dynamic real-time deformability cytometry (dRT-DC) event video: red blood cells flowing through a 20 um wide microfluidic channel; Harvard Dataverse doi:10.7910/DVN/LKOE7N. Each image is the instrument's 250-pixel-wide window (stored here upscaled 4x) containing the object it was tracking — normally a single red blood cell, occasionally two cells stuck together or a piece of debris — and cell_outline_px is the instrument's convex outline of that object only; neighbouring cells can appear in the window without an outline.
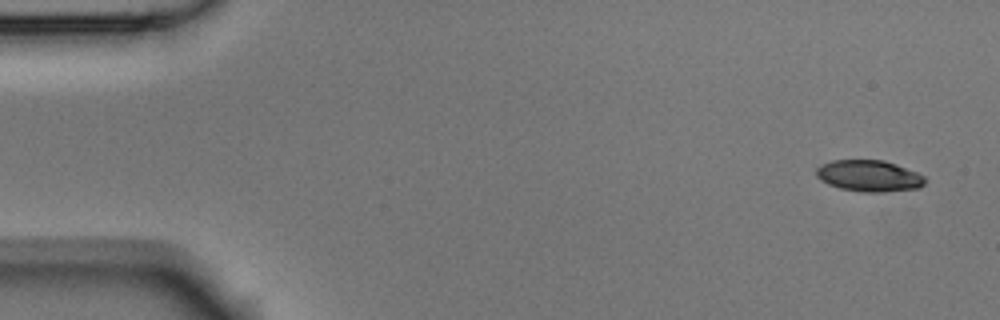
{"species": "Egyptian fruit bat (a non-hibernating species)", "species_latin": "Rousettus aegyptiacus", "temperature_condition": "room temperature", "stored_images_in_passage": 13, "camera_frame_rate_fps": 3000, "um_per_image_px": 0.085, "animal": {"sex": "male"}, "frame": {"image": 1, "passage_image": 1, "time_ms": 0.0, "image_size_px": [1000, 320], "cell_outline_px": [[924, 184], [920, 188], [884, 192], [864, 192], [840, 188], [828, 184], [820, 180], [816, 176], [816, 168], [832, 160], [884, 160], [896, 164], [916, 172], [924, 176]], "centroid_in_image_um": [73.87, 14.95], "position_along_channel_um": 11.1, "area_um2": 19.83}}
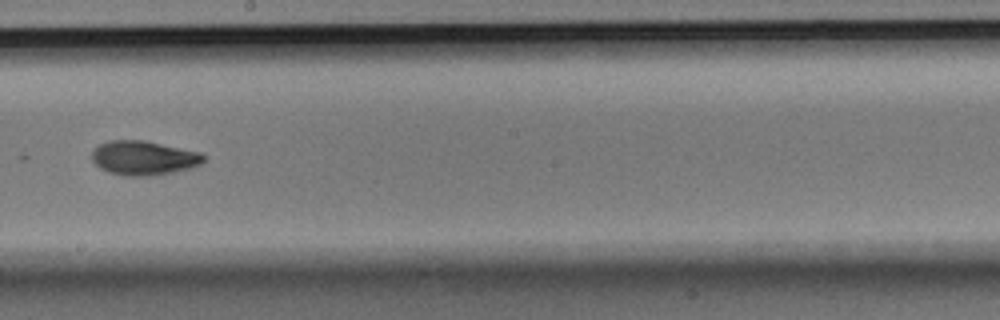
{"frame": {"image": 2, "passage_image": 8, "time_ms": 2.333, "image_size_px": [1000, 320], "cell_outline_px": [[204, 160], [200, 164], [192, 168], [172, 172], [148, 176], [124, 176], [108, 172], [100, 168], [92, 160], [92, 152], [100, 144], [108, 140], [144, 140], [200, 152], [204, 156]], "centroid_in_image_um": [12.2, 13.43], "position_along_channel_um": 236.0, "area_um2": 22.25}}
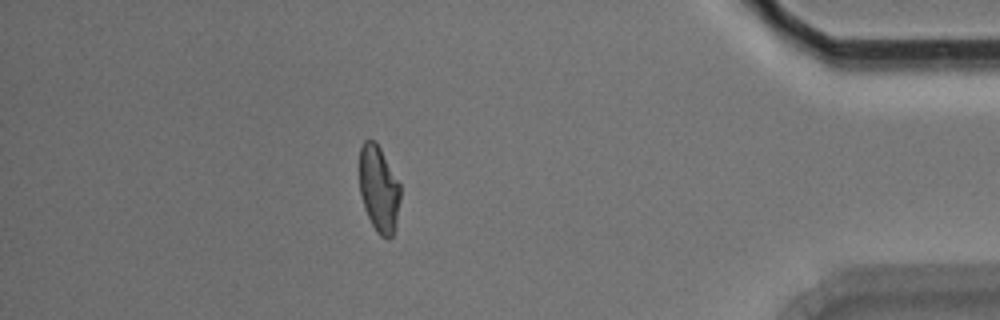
{"frame": {"image": 3, "passage_image": 13, "time_ms": 4.0, "image_size_px": [1000, 320], "cell_outline_px": [[400, 200], [396, 228], [392, 236], [388, 240], [380, 236], [376, 232], [364, 208], [360, 192], [360, 148], [364, 140], [372, 140], [380, 148], [400, 184]], "centroid_in_image_um": [32.21, 16.12], "position_along_channel_um": 403.0, "area_um2": 20.58}}